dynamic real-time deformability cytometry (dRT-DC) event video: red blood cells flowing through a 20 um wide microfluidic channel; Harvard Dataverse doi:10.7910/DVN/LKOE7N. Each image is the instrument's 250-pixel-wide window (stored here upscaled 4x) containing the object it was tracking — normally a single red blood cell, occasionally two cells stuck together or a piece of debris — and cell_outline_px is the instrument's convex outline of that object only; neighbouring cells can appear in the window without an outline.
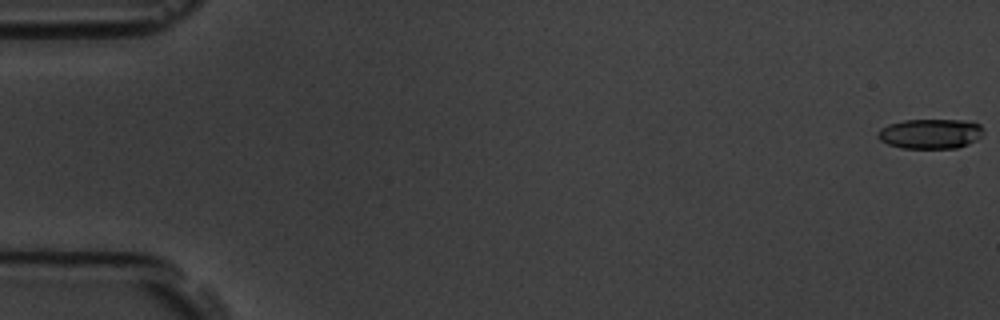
{"species": "common noctule bat (a hibernating species)", "species_latin": "Nyctalus noctula", "temperature_condition": "room temperature", "stored_images_in_passage": 4, "camera_frame_rate_fps": 3000, "um_per_image_px": 0.085, "animal": {"sex": "male", "body_mass_g": 19.5, "forearm_length_mm": 54.6}, "frame": {"image": 1, "passage_image": 1, "time_ms": 0.0, "image_size_px": [1000, 320], "cell_outline_px": [[984, 128], [980, 136], [976, 140], [968, 144], [956, 148], [900, 148], [888, 144], [880, 140], [876, 136], [880, 128], [888, 124], [904, 120], [964, 120], [980, 124]], "centroid_in_image_um": [79.06, 11.36], "position_along_channel_um": 5.9, "area_um2": 18.44}}